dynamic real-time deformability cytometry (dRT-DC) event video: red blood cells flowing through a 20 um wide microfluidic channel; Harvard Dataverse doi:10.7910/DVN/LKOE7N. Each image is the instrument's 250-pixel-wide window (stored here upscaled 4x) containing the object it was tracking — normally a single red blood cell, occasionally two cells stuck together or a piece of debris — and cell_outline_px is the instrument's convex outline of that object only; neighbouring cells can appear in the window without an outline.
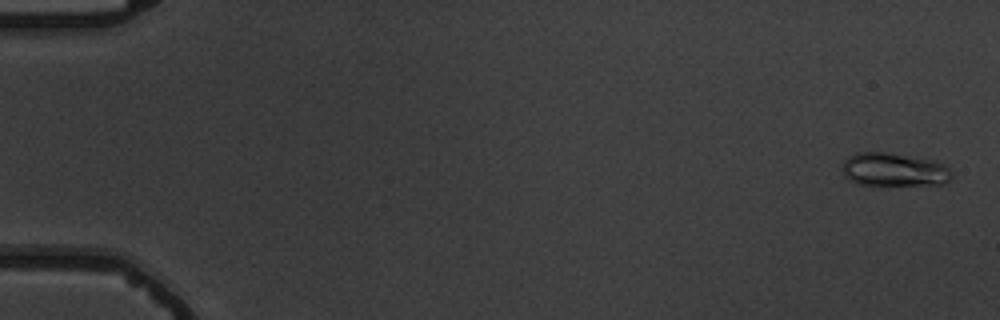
{"species": "common noctule bat (a hibernating species)", "species_latin": "Nyctalus noctula", "temperature_condition": "warm", "stored_images_in_passage": 15, "camera_frame_rate_fps": 3000, "um_per_image_px": 0.085, "animal": {"sex": "male", "body_mass_g": 19.5, "forearm_length_mm": 54.6}, "frame": {"image": 1, "passage_image": 1, "time_ms": 0.0, "image_size_px": [1000, 320], "cell_outline_px": [[952, 180], [944, 184], [860, 184], [844, 176], [840, 168], [844, 160], [848, 156], [856, 152], [884, 152], [936, 160], [944, 164], [952, 172]], "centroid_in_image_um": [76.0, 14.4], "position_along_channel_um": 9.0, "area_um2": 21.33}}
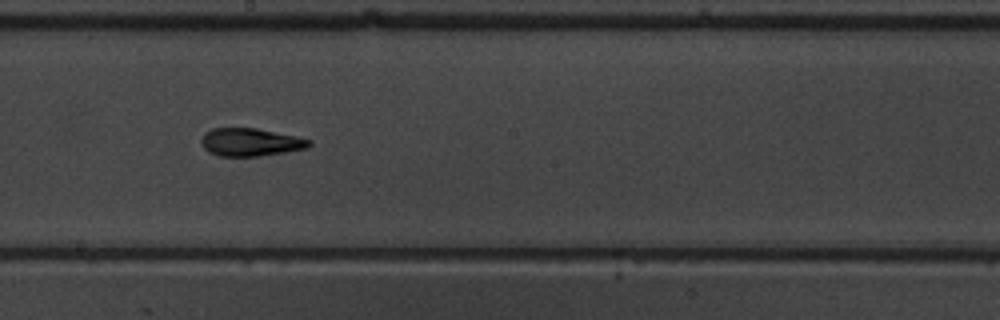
{"frame": {"image": 2, "passage_image": 9, "time_ms": 10.333, "image_size_px": [1000, 320], "cell_outline_px": [[312, 144], [308, 148], [260, 156], [220, 156], [208, 152], [204, 148], [200, 140], [204, 132], [212, 128], [256, 128], [296, 136], [312, 140]], "centroid_in_image_um": [21.28, 12.08], "position_along_channel_um": 226.9, "area_um2": 17.63}}
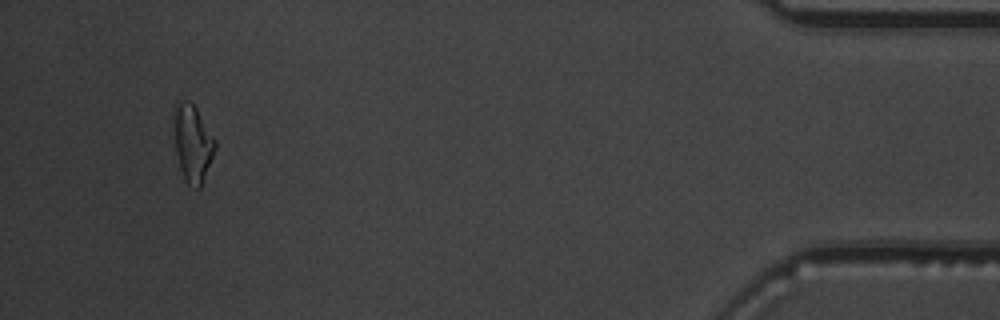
{"frame": {"image": 3, "passage_image": 14, "time_ms": 17.333, "image_size_px": [1000, 320], "cell_outline_px": [[216, 148], [200, 188], [196, 188], [188, 184], [184, 180], [180, 168], [176, 152], [172, 108], [172, 104], [176, 100], [184, 100], [192, 104], [196, 108], [216, 140]], "centroid_in_image_um": [16.34, 12.13], "position_along_channel_um": 418.9, "area_um2": 18.67}, "authors_computed_cell_mechanics": {"area_um2": 17.8024, "velocity_mm_per_s": 3.6844, "shape_relaxation_time_tau1_ms": 4.4884, "shape_relaxation_time_tau2_ms": 1.59, "deformation_change_tau1": 0.1583, "deformation_change_tau2": 0.0802}}